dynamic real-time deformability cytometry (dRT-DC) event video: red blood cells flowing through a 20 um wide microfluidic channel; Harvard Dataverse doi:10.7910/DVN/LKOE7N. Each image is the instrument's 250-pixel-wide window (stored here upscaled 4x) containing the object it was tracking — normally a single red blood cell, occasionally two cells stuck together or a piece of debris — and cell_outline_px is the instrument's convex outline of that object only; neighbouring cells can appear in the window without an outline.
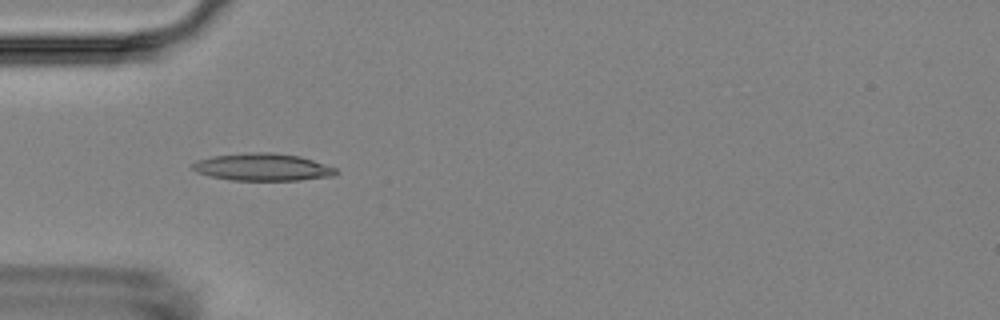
{"species": "Egyptian fruit bat (a non-hibernating species)", "species_latin": "Rousettus aegyptiacus", "temperature_condition": "room temperature", "stored_images_in_passage": 4, "camera_frame_rate_fps": 3000, "um_per_image_px": 0.085, "animal": {"sex": "female"}, "frame": {"image": 1, "passage_image": 4, "time_ms": 3.667, "image_size_px": [1000, 320], "cell_outline_px": [[340, 172], [336, 176], [300, 180], [228, 180], [196, 172], [192, 168], [192, 164], [196, 160], [212, 156], [248, 152], [272, 152], [300, 156], [336, 168]], "centroid_in_image_um": [22.34, 14.2], "position_along_channel_um": 62.7, "area_um2": 23.0}}